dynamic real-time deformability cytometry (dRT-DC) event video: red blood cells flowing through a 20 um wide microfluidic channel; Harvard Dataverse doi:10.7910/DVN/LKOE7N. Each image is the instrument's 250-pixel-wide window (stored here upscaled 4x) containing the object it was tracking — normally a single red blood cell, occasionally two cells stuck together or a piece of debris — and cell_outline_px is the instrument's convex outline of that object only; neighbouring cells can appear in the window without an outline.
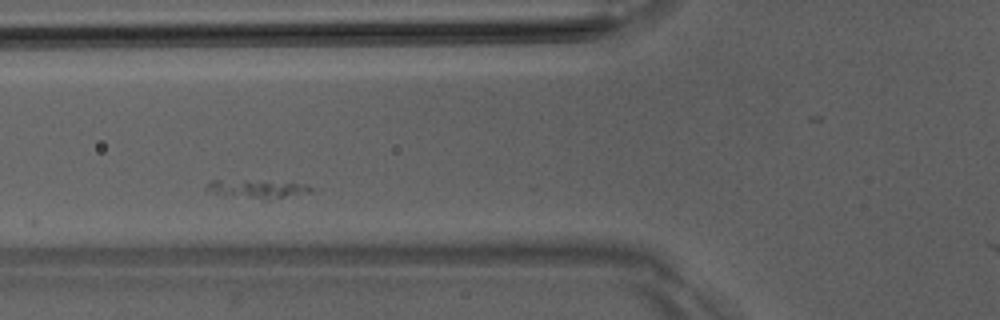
{"species": "Egyptian fruit bat (a non-hibernating species)", "species_latin": "Rousettus aegyptiacus", "temperature_condition": "room temperature", "stored_images_in_passage": 7, "camera_frame_rate_fps": 3000, "um_per_image_px": 0.085, "animal": {"sex": "male"}, "frame": {"image": 1, "passage_image": 3, "time_ms": 2.333, "image_size_px": [1000, 320], "cell_outline_px": [[312, 192], [268, 200], [264, 200], [212, 192], [204, 188], [212, 180], [248, 180], [308, 184], [312, 188]], "centroid_in_image_um": [21.92, 16.05], "position_along_channel_um": 103.9, "area_um2": 10.98}}
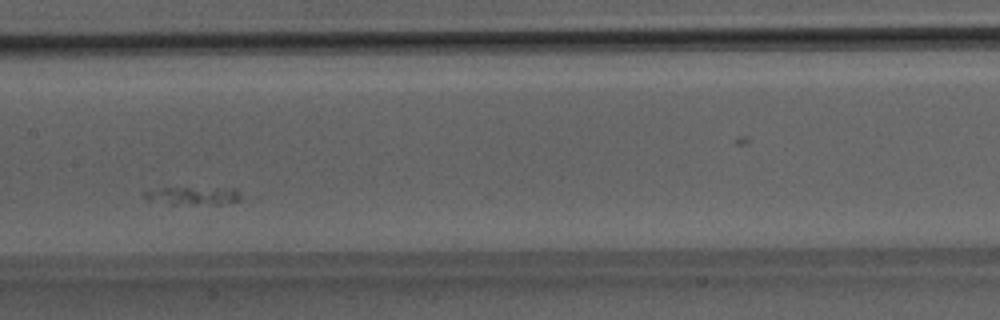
{"frame": {"image": 2, "passage_image": 5, "time_ms": 4.667, "image_size_px": [1000, 320], "cell_outline_px": [[248, 196], [240, 200], [220, 204], [172, 204], [148, 200], [144, 196], [144, 192], [164, 188], [236, 188]], "centroid_in_image_um": [16.59, 16.64], "position_along_channel_um": 190.8, "area_um2": 10.23}}